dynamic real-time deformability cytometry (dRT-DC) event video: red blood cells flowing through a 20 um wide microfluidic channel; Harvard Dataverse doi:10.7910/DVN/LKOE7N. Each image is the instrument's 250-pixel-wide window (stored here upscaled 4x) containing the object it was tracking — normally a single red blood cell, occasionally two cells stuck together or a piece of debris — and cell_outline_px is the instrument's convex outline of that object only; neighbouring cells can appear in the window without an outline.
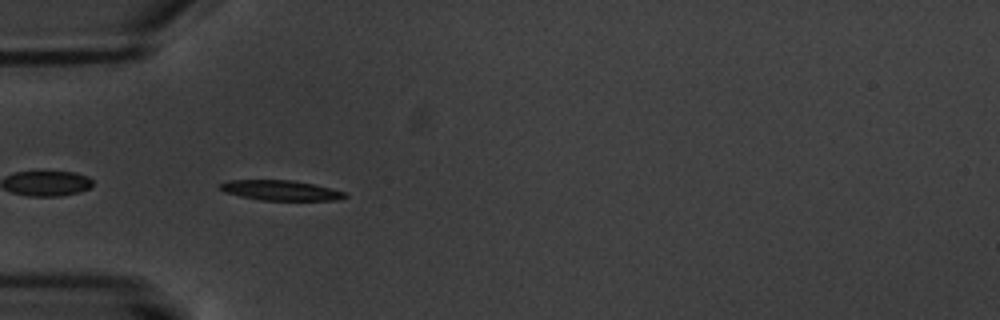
{"species": "common noctule bat (a hibernating species)", "species_latin": "Nyctalus noctula", "temperature_condition": "warm", "stored_images_in_passage": 6, "segment_of_instrument_passage": [2, 2], "camera_frame_rate_fps": 3000, "um_per_image_px": 0.085, "animal": {"sex": "male", "body_mass_g": 20.1, "forearm_length_mm": 53.5}, "frame": {"image": 1, "passage_image": 4, "time_ms": 3.333, "image_size_px": [1000, 320], "cell_outline_px": [[348, 196], [336, 200], [260, 200], [240, 196], [224, 192], [216, 188], [220, 184], [228, 180], [292, 180], [312, 184], [344, 192]], "centroid_in_image_um": [23.77, 16.18], "position_along_channel_um": 61.2, "area_um2": 14.51}}